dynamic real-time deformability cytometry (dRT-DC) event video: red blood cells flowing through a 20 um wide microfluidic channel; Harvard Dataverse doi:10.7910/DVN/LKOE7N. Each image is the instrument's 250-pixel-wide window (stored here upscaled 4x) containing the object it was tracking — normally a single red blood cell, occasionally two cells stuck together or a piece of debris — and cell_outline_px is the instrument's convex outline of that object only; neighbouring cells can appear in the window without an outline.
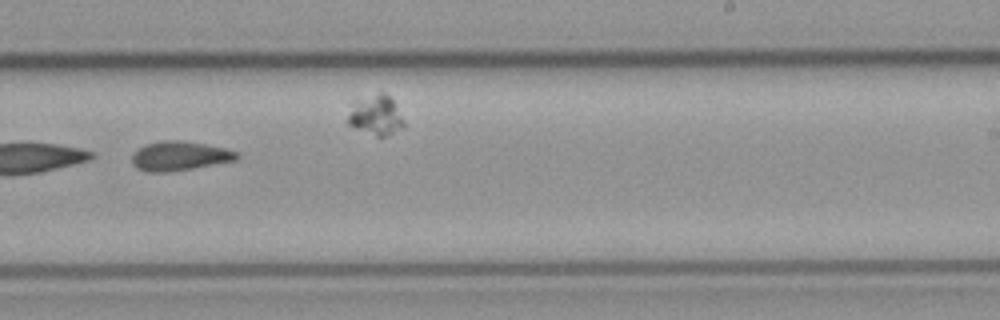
{"species": "common noctule bat (a hibernating species)", "species_latin": "Nyctalus noctula", "temperature_condition": "cold", "stored_images_in_passage": 42, "camera_frame_rate_fps": 3000, "um_per_image_px": 0.085, "animal": {"sex": "male", "body_mass_g": 23.1, "forearm_length_mm": 52.7}, "frame": {"image": 1, "passage_image": 35, "time_ms": 11.333, "image_size_px": [1000, 320], "cell_outline_px": [[240, 156], [236, 160], [192, 168], [164, 172], [148, 172], [132, 164], [132, 156], [140, 148], [148, 144], [160, 140], [184, 140], [224, 148], [236, 152]], "centroid_in_image_um": [15.27, 13.25], "position_along_channel_um": 273.7, "area_um2": 17.51}}